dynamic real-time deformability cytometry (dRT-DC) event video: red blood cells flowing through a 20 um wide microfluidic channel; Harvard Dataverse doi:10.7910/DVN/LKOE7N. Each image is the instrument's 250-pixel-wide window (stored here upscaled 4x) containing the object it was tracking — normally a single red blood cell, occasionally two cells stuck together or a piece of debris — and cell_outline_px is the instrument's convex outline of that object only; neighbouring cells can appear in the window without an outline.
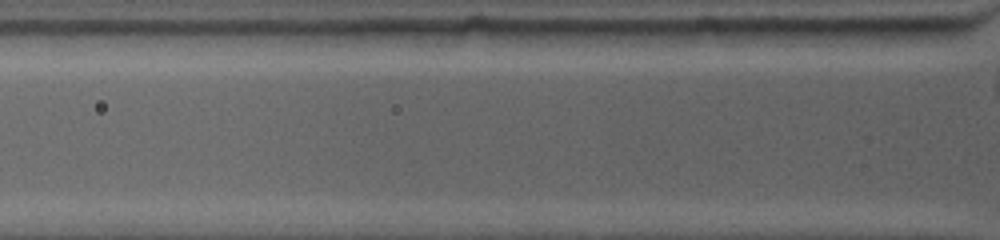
{"species": "common noctule bat (a hibernating species)", "species_latin": "Nyctalus noctula", "temperature_condition": "warm", "stored_images_in_passage": 3, "camera_frame_rate_fps": 4500, "um_per_image_px": 0.085, "animal": {"sex": "female", "body_mass_g": 19.0, "forearm_length_mm": 53.3}, "frame": {"image": 1, "passage_image": 2, "time_ms": 0.889, "image_size_px": [1000, 240], "cell_outline_px": [[568, 32], [552, 44], [436, 44], [408, 32], [408, 28], [568, 28]], "centroid_in_image_um": [41.65, 3.02], "position_along_channel_um": 84.1, "area_um2": 16.59}}